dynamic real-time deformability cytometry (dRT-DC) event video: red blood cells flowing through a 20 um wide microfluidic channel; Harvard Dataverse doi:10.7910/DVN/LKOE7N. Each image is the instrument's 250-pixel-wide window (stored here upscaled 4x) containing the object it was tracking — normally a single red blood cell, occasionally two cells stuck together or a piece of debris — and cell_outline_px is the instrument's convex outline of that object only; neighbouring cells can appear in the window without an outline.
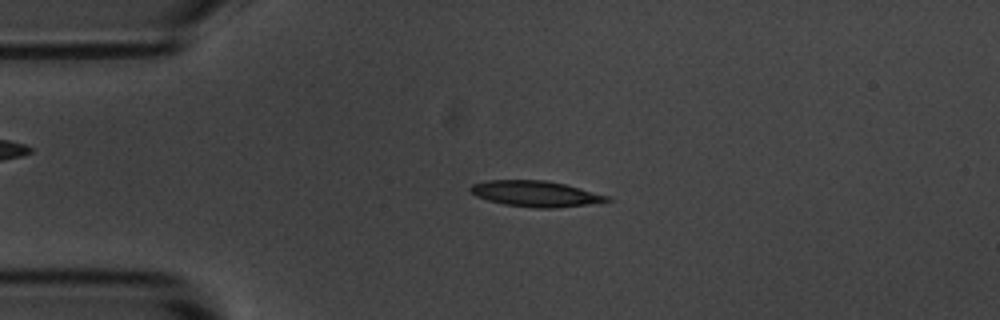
{"species": "common noctule bat (a hibernating species)", "species_latin": "Nyctalus noctula", "temperature_condition": "room temperature", "stored_images_in_passage": 53, "camera_frame_rate_fps": 3000, "um_per_image_px": 0.085, "animal": {"sex": "male", "body_mass_g": 20.1, "forearm_length_mm": 53.5}, "frame": {"image": 1, "passage_image": 11, "time_ms": 3.333, "image_size_px": [1000, 320], "cell_outline_px": [[612, 200], [588, 204], [556, 208], [536, 208], [504, 204], [488, 200], [476, 196], [468, 188], [472, 184], [488, 180], [544, 180], [564, 184], [580, 188], [608, 196]], "centroid_in_image_um": [45.5, 16.46], "position_along_channel_um": 39.5, "area_um2": 20.35}}
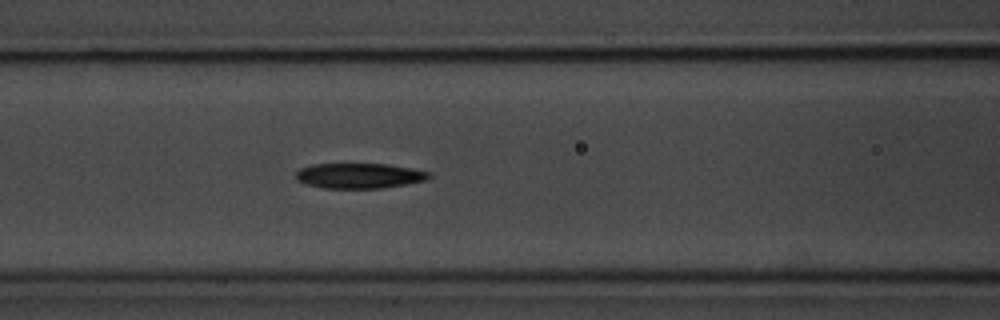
{"frame": {"image": 2, "passage_image": 21, "time_ms": 6.667, "image_size_px": [1000, 320], "cell_outline_px": [[432, 176], [424, 180], [408, 184], [380, 188], [324, 188], [308, 184], [296, 180], [296, 172], [300, 168], [312, 164], [388, 164], [412, 168], [432, 172]], "centroid_in_image_um": [30.56, 14.93], "position_along_channel_um": 136.0, "area_um2": 19.59}}
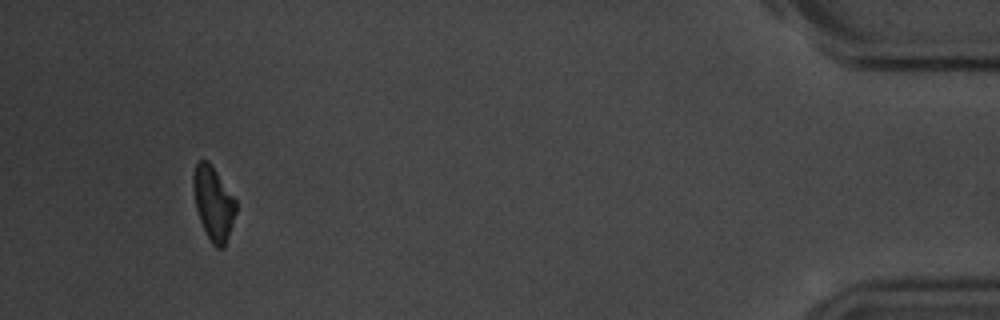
{"frame": {"image": 3, "passage_image": 50, "time_ms": 16.333, "image_size_px": [1000, 320], "cell_outline_px": [[236, 212], [224, 248], [216, 248], [212, 244], [200, 220], [196, 208], [192, 184], [192, 176], [196, 164], [200, 160], [208, 160], [236, 200]], "centroid_in_image_um": [18.13, 17.27], "position_along_channel_um": 417.1, "area_um2": 18.09}, "authors_computed_cell_mechanics": {"area_um2": 19.7098, "velocity_mm_per_s": 3.6463, "shape_relaxation_time_tau1_ms": 4.2276, "shape_relaxation_time_tau2_ms": 7.2351, "deformation_change_tau1": 0.1425, "deformation_change_tau2": 0.1487}}